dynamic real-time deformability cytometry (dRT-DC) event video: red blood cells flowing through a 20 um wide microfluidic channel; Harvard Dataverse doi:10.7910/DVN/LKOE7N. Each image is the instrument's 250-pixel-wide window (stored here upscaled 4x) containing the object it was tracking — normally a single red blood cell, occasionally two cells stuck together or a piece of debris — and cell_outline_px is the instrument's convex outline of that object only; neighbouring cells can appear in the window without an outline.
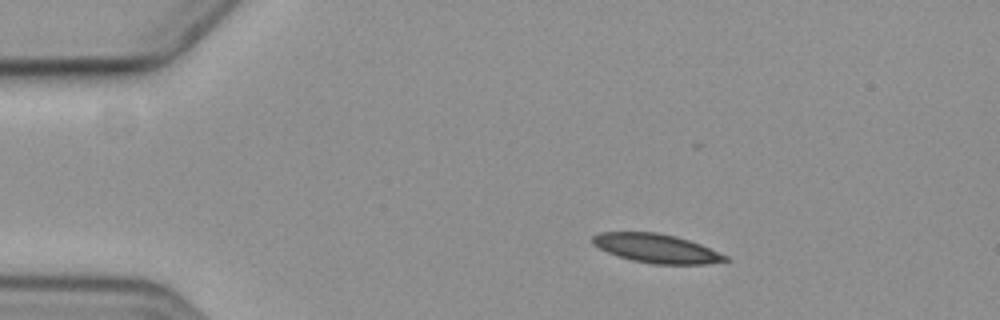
{"species": "common noctule bat (a hibernating species)", "species_latin": "Nyctalus noctula", "temperature_condition": "cold", "stored_images_in_passage": 3, "camera_frame_rate_fps": 3000, "um_per_image_px": 0.085, "animal": {"sex": "female", "body_mass_g": 19.3, "forearm_length_mm": 54.1}, "frame": {"image": 1, "passage_image": 1, "time_ms": 0.0, "image_size_px": [1000, 320], "cell_outline_px": [[732, 260], [704, 264], [652, 264], [632, 260], [608, 252], [592, 244], [592, 236], [600, 232], [656, 232], [676, 236], [700, 244], [728, 256]], "centroid_in_image_um": [55.81, 21.11], "position_along_channel_um": 29.2, "area_um2": 22.25}}